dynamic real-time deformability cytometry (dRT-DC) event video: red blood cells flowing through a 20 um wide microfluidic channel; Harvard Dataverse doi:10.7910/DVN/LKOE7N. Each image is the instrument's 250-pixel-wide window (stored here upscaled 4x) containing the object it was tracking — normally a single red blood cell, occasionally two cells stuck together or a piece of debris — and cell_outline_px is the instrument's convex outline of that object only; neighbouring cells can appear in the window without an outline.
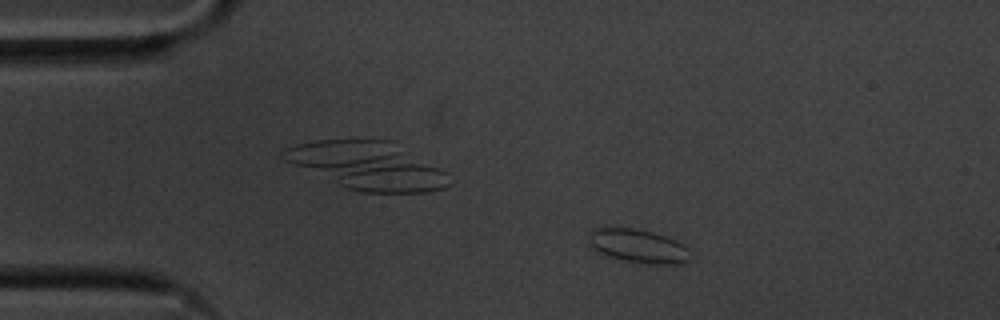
{"species": "common noctule bat (a hibernating species)", "species_latin": "Nyctalus noctula", "temperature_condition": "cold", "stored_images_in_passage": 49, "camera_frame_rate_fps": 3000, "um_per_image_px": 0.085, "animal": {"sex": "male", "body_mass_g": 20.1, "forearm_length_mm": 53.5}, "frame": {"image": 1, "passage_image": 3, "time_ms": 0.667, "image_size_px": [1000, 320], "cell_outline_px": [[692, 256], [688, 260], [680, 264], [648, 264], [624, 260], [600, 252], [588, 240], [588, 232], [596, 228], [632, 228], [652, 232], [676, 240], [684, 244], [688, 248]], "centroid_in_image_um": [54.31, 20.91], "position_along_channel_um": 30.7, "area_um2": 19.65}}
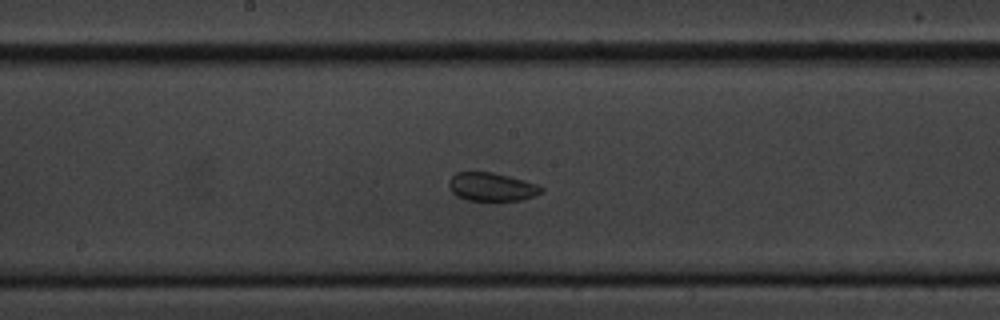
{"frame": {"image": 2, "passage_image": 22, "time_ms": 7.0, "image_size_px": [1000, 320], "cell_outline_px": [[544, 192], [520, 200], [496, 204], [464, 200], [456, 196], [448, 188], [448, 180], [456, 172], [492, 172], [524, 180], [536, 184], [544, 188]], "centroid_in_image_um": [41.76, 15.94], "position_along_channel_um": 206.4, "area_um2": 16.13}}
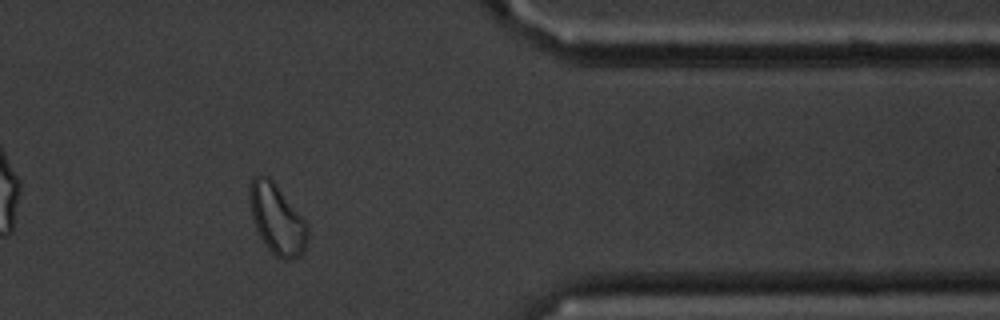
{"frame": {"image": 3, "passage_image": 39, "time_ms": 12.667, "image_size_px": [1000, 320], "cell_outline_px": [[308, 240], [304, 252], [300, 256], [288, 260], [280, 260], [268, 248], [260, 236], [252, 220], [248, 196], [248, 188], [252, 180], [260, 172], [268, 176], [276, 184], [308, 224]], "centroid_in_image_um": [23.54, 18.62], "position_along_channel_um": 387.9, "area_um2": 23.93}, "authors_computed_cell_mechanics": {"area_um2": 16.8776, "velocity_mm_per_s": 3.5246, "shape_relaxation_time_tau1_ms": null, "shape_relaxation_time_tau2_ms": 8.8326, "deformation_change_tau1": null, "deformation_change_tau2": 0.0965}}